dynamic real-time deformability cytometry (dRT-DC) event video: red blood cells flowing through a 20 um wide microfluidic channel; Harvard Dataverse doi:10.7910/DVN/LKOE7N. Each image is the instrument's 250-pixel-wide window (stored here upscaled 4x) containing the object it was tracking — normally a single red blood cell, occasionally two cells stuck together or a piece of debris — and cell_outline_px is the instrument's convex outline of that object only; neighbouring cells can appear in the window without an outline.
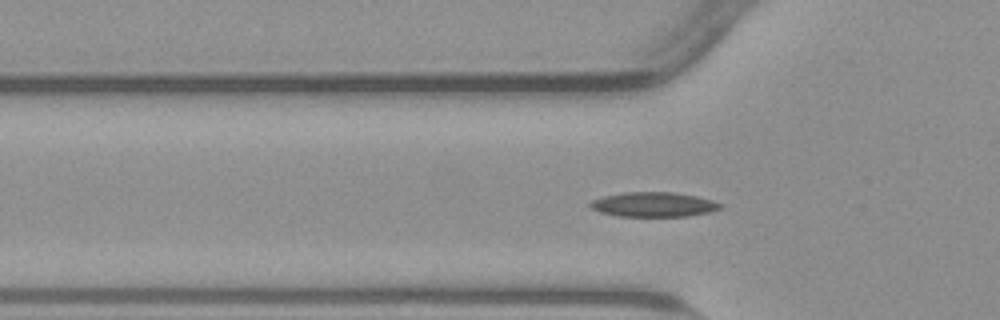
{"species": "common noctule bat (a hibernating species)", "species_latin": "Nyctalus noctula", "temperature_condition": "warm", "stored_images_in_passage": 40, "camera_frame_rate_fps": 3000, "um_per_image_px": 0.085, "animal": {"sex": "male", "body_mass_g": 23.1, "forearm_length_mm": 52.7}, "frame": {"image": 1, "passage_image": 8, "time_ms": 2.333, "image_size_px": [1000, 320], "cell_outline_px": [[724, 208], [708, 212], [688, 216], [616, 216], [600, 212], [592, 208], [588, 204], [592, 200], [604, 196], [624, 192], [672, 192], [696, 196], [712, 200], [724, 204]], "centroid_in_image_um": [55.58, 17.38], "position_along_channel_um": 70.2, "area_um2": 18.73}}
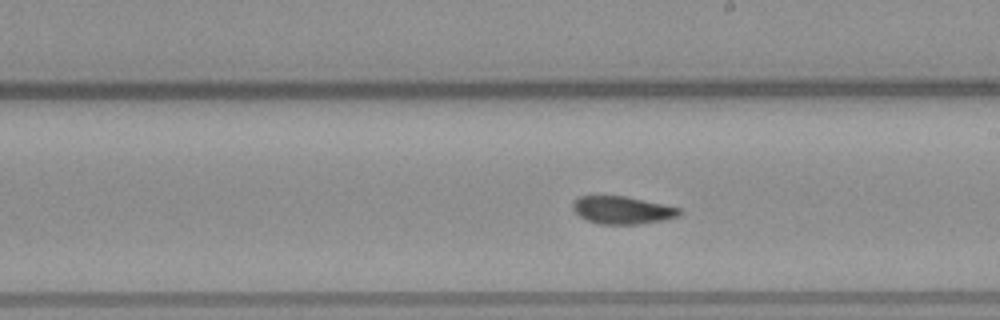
{"frame": {"image": 2, "passage_image": 21, "time_ms": 6.667, "image_size_px": [1000, 320], "cell_outline_px": [[680, 212], [676, 216], [664, 220], [640, 224], [600, 224], [588, 220], [580, 216], [572, 208], [572, 204], [580, 196], [624, 196], [680, 208]], "centroid_in_image_um": [52.87, 17.86], "position_along_channel_um": 236.1, "area_um2": 16.82}}
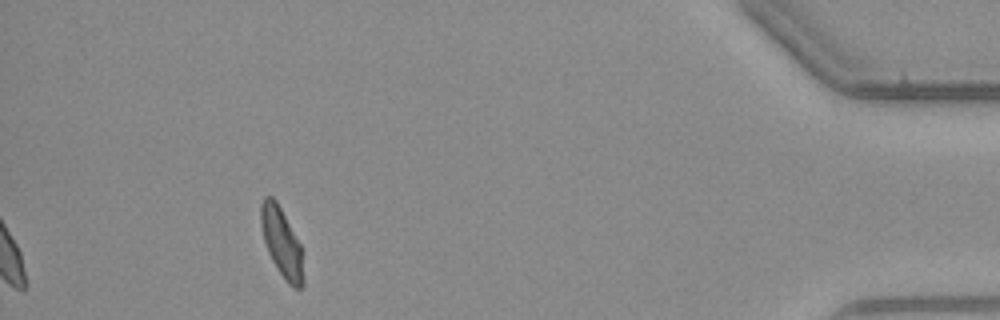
{"frame": {"image": 3, "passage_image": 40, "time_ms": 13.0, "image_size_px": [1000, 320], "cell_outline_px": [[304, 284], [300, 288], [292, 288], [288, 284], [272, 260], [268, 252], [264, 240], [260, 224], [260, 204], [264, 196], [272, 196], [276, 200], [300, 244], [304, 280]], "centroid_in_image_um": [23.92, 20.6], "position_along_channel_um": 411.3, "area_um2": 16.94}, "authors_computed_cell_mechanics": {"area_um2": 17.3978, "velocity_mm_per_s": 3.803, "shape_relaxation_time_tau1_ms": 3.8446, "shape_relaxation_time_tau2_ms": 2.6333, "deformation_change_tau1": 0.1247, "deformation_change_tau2": 0.0622}}